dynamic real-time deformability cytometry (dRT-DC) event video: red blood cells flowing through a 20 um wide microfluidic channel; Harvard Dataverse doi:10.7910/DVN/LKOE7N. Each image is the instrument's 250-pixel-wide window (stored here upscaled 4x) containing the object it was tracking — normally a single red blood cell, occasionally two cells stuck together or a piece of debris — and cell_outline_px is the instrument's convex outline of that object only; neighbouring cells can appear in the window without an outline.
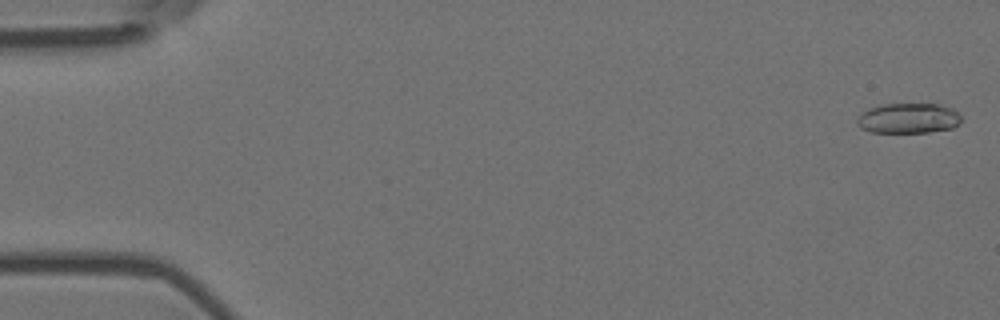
{"species": "Egyptian fruit bat (a non-hibernating species)", "species_latin": "Rousettus aegyptiacus", "temperature_condition": "room temperature", "stored_images_in_passage": 11, "camera_frame_rate_fps": 3000, "um_per_image_px": 0.085, "animal": {"sex": "female"}, "frame": {"image": 1, "passage_image": 1, "time_ms": 0.0, "image_size_px": [1000, 320], "cell_outline_px": [[960, 124], [952, 128], [928, 132], [872, 132], [860, 128], [856, 124], [856, 120], [860, 112], [868, 108], [880, 104], [940, 104], [952, 108], [960, 116]], "centroid_in_image_um": [77.16, 10.04], "position_along_channel_um": 7.8, "area_um2": 18.5}}
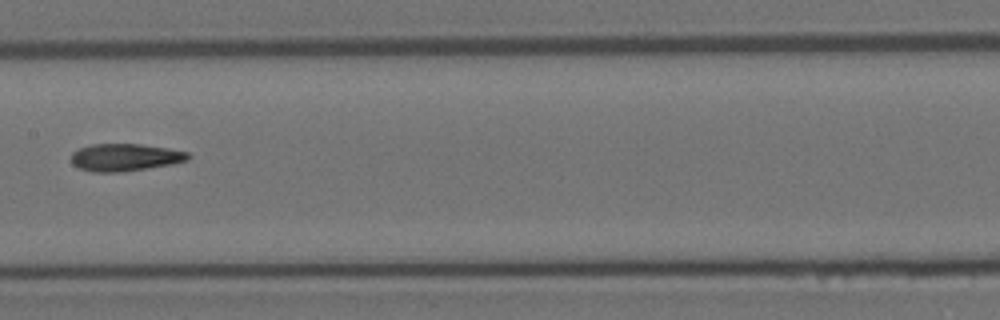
{"frame": {"image": 2, "passage_image": 8, "time_ms": 2.333, "image_size_px": [1000, 320], "cell_outline_px": [[192, 156], [188, 160], [172, 164], [120, 172], [92, 172], [80, 168], [72, 164], [72, 152], [80, 148], [92, 144], [140, 144], [168, 148], [188, 152]], "centroid_in_image_um": [10.64, 13.37], "position_along_channel_um": 196.8, "area_um2": 18.61}}
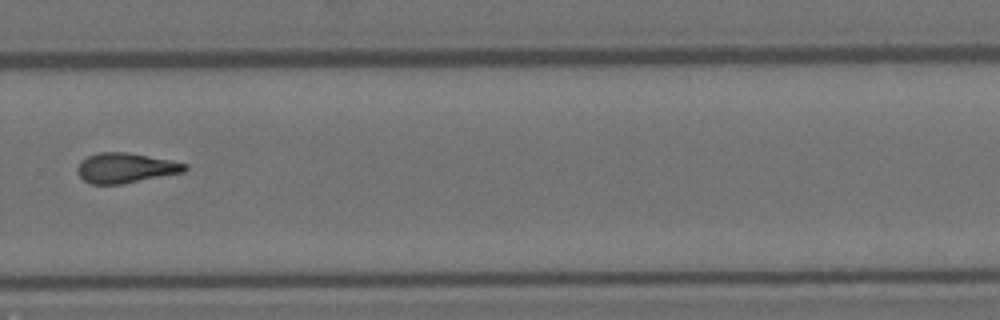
{"frame": {"image": 3, "passage_image": 11, "time_ms": 3.333, "image_size_px": [1000, 320], "cell_outline_px": [[188, 168], [184, 172], [120, 184], [92, 184], [84, 180], [76, 172], [76, 168], [80, 160], [88, 156], [100, 152], [128, 152], [188, 164]], "centroid_in_image_um": [10.64, 14.27], "position_along_channel_um": 319.2, "area_um2": 18.67}}